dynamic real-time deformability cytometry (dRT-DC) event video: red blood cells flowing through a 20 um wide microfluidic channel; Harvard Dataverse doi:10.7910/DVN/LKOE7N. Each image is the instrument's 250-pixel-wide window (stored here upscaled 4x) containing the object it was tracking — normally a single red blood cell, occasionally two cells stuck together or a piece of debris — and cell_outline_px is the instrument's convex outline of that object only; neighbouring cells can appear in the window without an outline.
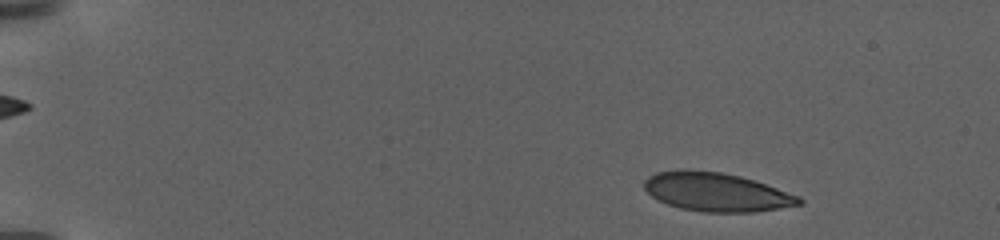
{"species": "human", "species_latin": "Homo sapiens", "temperature_condition": "warm", "stored_images_in_passage": 34, "camera_frame_rate_fps": 3000, "um_per_image_px": 0.085, "donor": {"sex": "female"}, "frame": {"image": 1, "passage_image": 3, "time_ms": 1.667, "image_size_px": [1000, 240], "cell_outline_px": [[804, 204], [756, 212], [704, 212], [680, 208], [668, 204], [652, 196], [644, 188], [644, 180], [648, 176], [656, 172], [676, 168], [688, 168], [720, 172], [740, 176], [800, 196], [804, 200]], "centroid_in_image_um": [60.87, 16.31], "position_along_channel_um": 24.1, "area_um2": 35.14}}
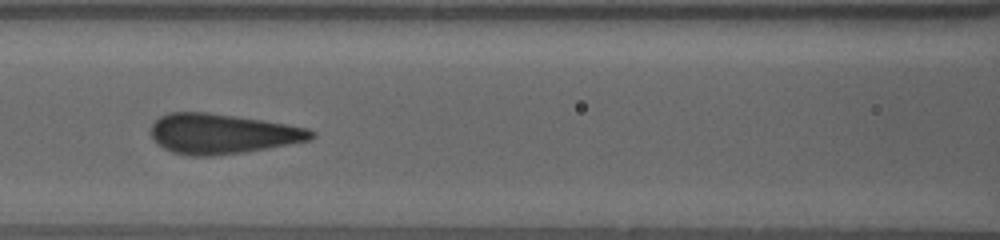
{"frame": {"image": 2, "passage_image": 20, "time_ms": 10.0, "image_size_px": [1000, 240], "cell_outline_px": [[316, 136], [308, 140], [268, 148], [244, 152], [212, 156], [188, 156], [172, 152], [156, 144], [152, 136], [152, 124], [160, 116], [168, 112], [208, 112], [236, 116], [308, 128], [316, 132]], "centroid_in_image_um": [18.86, 11.37], "position_along_channel_um": 147.7, "area_um2": 37.28}}
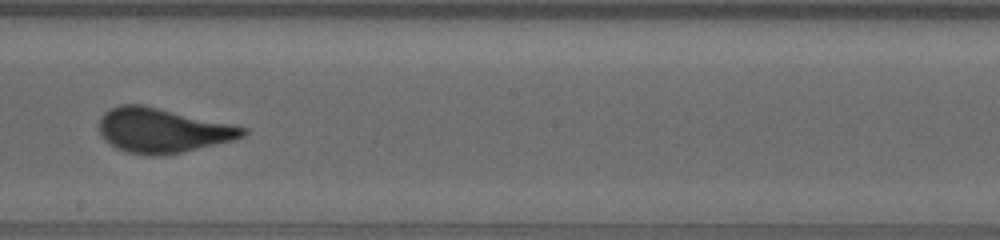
{"frame": {"image": 3, "passage_image": 29, "time_ms": 13.0, "image_size_px": [1000, 240], "cell_outline_px": [[248, 132], [244, 136], [232, 140], [164, 156], [152, 156], [128, 152], [116, 148], [108, 144], [100, 136], [96, 124], [100, 116], [104, 112], [120, 104], [144, 104], [232, 124], [248, 128]], "centroid_in_image_um": [13.74, 11.07], "position_along_channel_um": 234.5, "area_um2": 37.74}}